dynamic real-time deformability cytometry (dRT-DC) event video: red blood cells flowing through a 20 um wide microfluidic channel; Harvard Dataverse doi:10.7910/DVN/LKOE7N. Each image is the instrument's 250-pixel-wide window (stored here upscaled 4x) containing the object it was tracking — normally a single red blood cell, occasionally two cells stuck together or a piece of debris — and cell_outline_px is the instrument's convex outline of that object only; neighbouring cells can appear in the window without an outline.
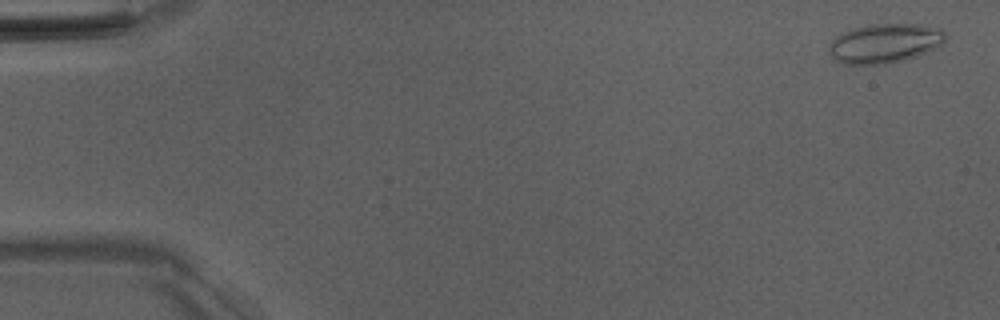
{"species": "Egyptian fruit bat (a non-hibernating species)", "species_latin": "Rousettus aegyptiacus", "temperature_condition": "room temperature", "stored_images_in_passage": 51, "camera_frame_rate_fps": 3000, "um_per_image_px": 0.085, "animal": {"sex": "male"}, "frame": {"image": 1, "passage_image": 2, "time_ms": 0.333, "image_size_px": [1000, 320], "cell_outline_px": [[944, 40], [936, 48], [916, 56], [904, 60], [884, 64], [840, 64], [832, 60], [828, 52], [828, 48], [832, 40], [836, 36], [844, 32], [868, 24], [920, 24], [940, 28], [944, 32]], "centroid_in_image_um": [75.15, 3.69], "position_along_channel_um": 9.9, "area_um2": 26.76}}
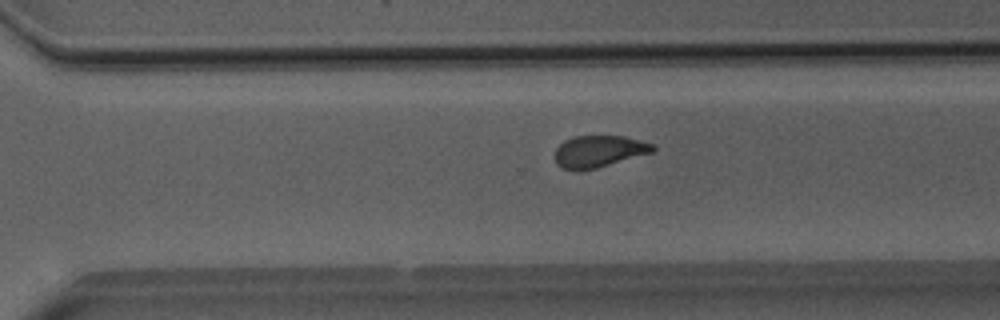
{"frame": {"image": 2, "passage_image": 36, "time_ms": 11.667, "image_size_px": [1000, 320], "cell_outline_px": [[656, 148], [652, 152], [596, 168], [572, 172], [560, 168], [556, 164], [556, 148], [564, 140], [576, 136], [624, 136], [652, 144]], "centroid_in_image_um": [50.84, 12.88], "position_along_channel_um": 319.8, "area_um2": 18.09}}
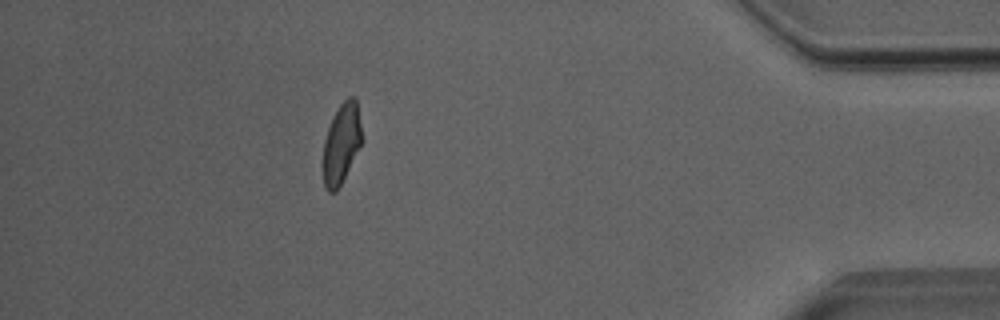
{"frame": {"image": 3, "passage_image": 46, "time_ms": 15.0, "image_size_px": [1000, 320], "cell_outline_px": [[364, 140], [336, 192], [328, 192], [324, 188], [324, 140], [328, 128], [340, 104], [348, 96], [356, 96]], "centroid_in_image_um": [29.06, 12.17], "position_along_channel_um": 406.1, "area_um2": 18.09}, "authors_computed_cell_mechanics": {"area_um2": 19.5942, "velocity_mm_per_s": 4.0379, "shape_relaxation_time_tau1_ms": 6.8047, "shape_relaxation_time_tau2_ms": 1.1593, "deformation_change_tau1": 0.1647, "deformation_change_tau2": 0.0731}}